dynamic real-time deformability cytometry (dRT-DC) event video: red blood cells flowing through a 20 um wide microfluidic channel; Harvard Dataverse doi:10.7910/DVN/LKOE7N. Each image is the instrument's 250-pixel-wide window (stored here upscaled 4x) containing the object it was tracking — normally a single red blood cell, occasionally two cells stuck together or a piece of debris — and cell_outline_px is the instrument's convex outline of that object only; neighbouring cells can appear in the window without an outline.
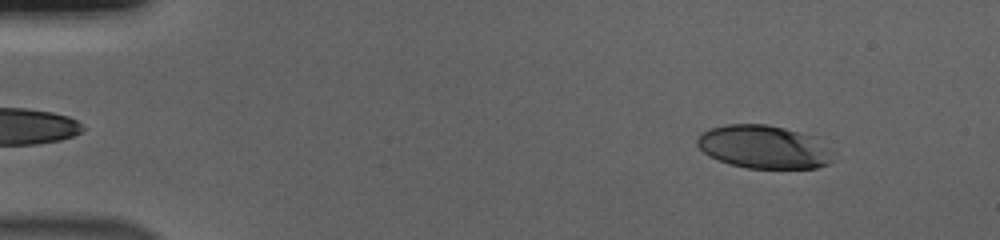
{"species": "human", "species_latin": "Homo sapiens", "temperature_condition": "cold", "stored_images_in_passage": 53, "camera_frame_rate_fps": 3000, "um_per_image_px": 0.085, "donor": {"sex": "male"}, "frame": {"image": 1, "passage_image": 4, "time_ms": 1.0, "image_size_px": [1000, 240], "cell_outline_px": [[832, 160], [828, 164], [816, 168], [748, 168], [732, 164], [720, 160], [704, 152], [696, 144], [696, 136], [708, 128], [724, 124], [768, 124], [784, 128], [808, 136]], "centroid_in_image_um": [64.72, 12.48], "position_along_channel_um": 20.3, "area_um2": 32.89}}
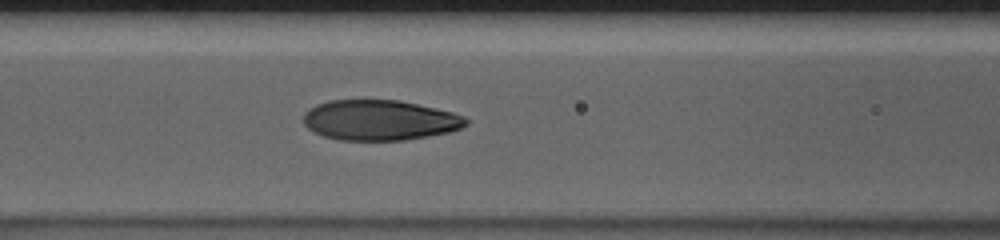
{"frame": {"image": 2, "passage_image": 22, "time_ms": 7.0, "image_size_px": [1000, 240], "cell_outline_px": [[468, 124], [460, 128], [448, 132], [428, 136], [404, 140], [340, 140], [324, 136], [308, 128], [304, 124], [304, 112], [308, 108], [316, 104], [328, 100], [400, 100], [436, 108], [452, 112], [464, 116], [468, 120]], "centroid_in_image_um": [32.26, 10.2], "position_along_channel_um": 134.3, "area_um2": 38.21}}
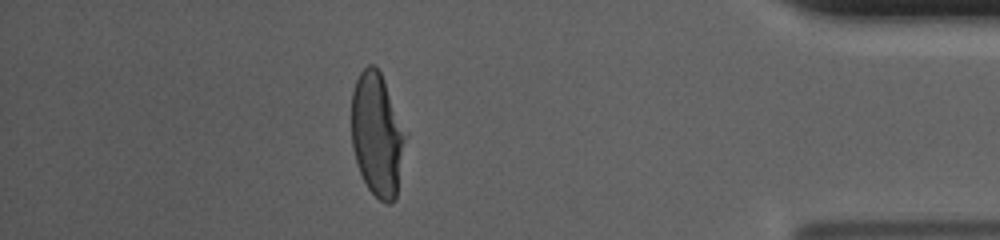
{"frame": {"image": 3, "passage_image": 47, "time_ms": 15.333, "image_size_px": [1000, 240], "cell_outline_px": [[408, 136], [396, 200], [388, 204], [384, 204], [368, 188], [356, 164], [352, 148], [352, 92], [356, 80], [360, 72], [368, 64], [372, 64], [380, 72], [408, 132]], "centroid_in_image_um": [32.1, 11.48], "position_along_channel_um": 403.1, "area_um2": 39.54}, "authors_computed_cell_mechanics": {"area_um2": 38.9572, "velocity_mm_per_s": 3.6839, "shape_relaxation_time_tau1_ms": 4.7966, "shape_relaxation_time_tau2_ms": 0.9065, "deformation_change_tau1": 0.2081, "deformation_change_tau2": 0.0648}}